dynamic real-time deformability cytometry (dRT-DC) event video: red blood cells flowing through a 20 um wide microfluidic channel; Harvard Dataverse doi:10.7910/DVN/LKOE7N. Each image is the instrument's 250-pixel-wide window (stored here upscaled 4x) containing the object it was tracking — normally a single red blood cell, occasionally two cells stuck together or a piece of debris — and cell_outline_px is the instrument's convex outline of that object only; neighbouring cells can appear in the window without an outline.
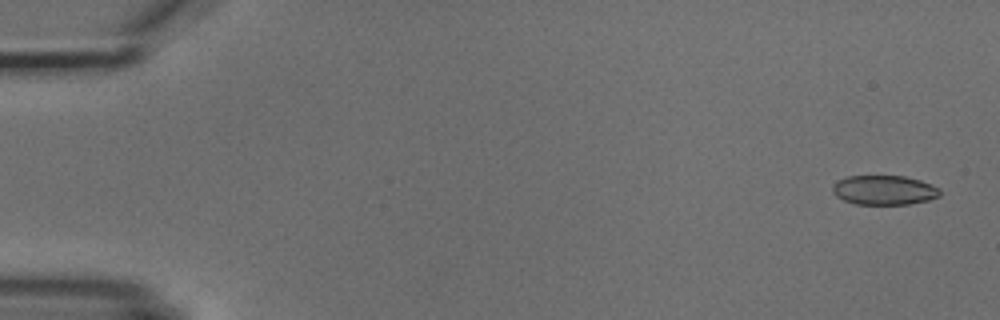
{"species": "common noctule bat (a hibernating species)", "species_latin": "Nyctalus noctula", "temperature_condition": "cold", "stored_images_in_passage": 6, "segment_of_instrument_passage": [2, 2], "camera_frame_rate_fps": 3000, "um_per_image_px": 0.085, "animal": {"sex": "male", "body_mass_g": 18.8}, "frame": {"image": 1, "passage_image": 6, "time_ms": 5.667, "image_size_px": [1000, 320], "cell_outline_px": [[940, 196], [928, 200], [908, 204], [856, 204], [844, 200], [836, 196], [832, 192], [832, 184], [836, 180], [848, 176], [904, 176], [920, 180], [940, 188]], "centroid_in_image_um": [75.13, 16.15], "position_along_channel_um": 9.9, "area_um2": 18.5}}